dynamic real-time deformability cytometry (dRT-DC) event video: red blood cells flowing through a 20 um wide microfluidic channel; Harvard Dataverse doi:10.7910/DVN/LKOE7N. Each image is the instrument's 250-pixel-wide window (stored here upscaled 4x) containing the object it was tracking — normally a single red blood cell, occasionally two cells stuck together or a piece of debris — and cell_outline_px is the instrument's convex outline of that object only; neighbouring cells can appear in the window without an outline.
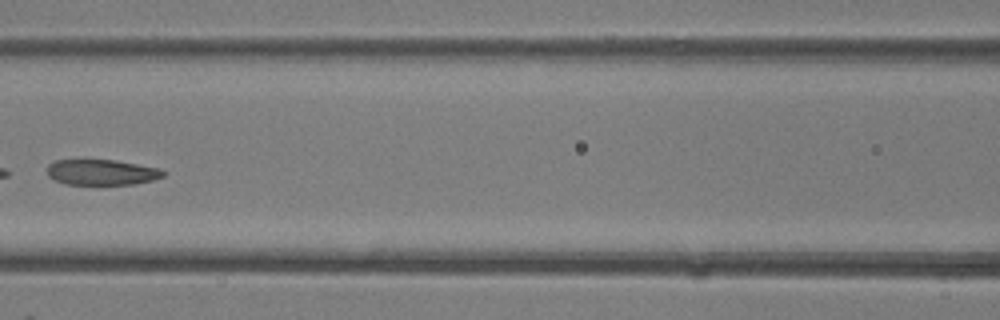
{"species": "common noctule bat (a hibernating species)", "species_latin": "Nyctalus noctula", "temperature_condition": "room temperature", "stored_images_in_passage": 29, "camera_frame_rate_fps": 3000, "um_per_image_px": 0.085, "animal": {"sex": "female"}, "frame": {"image": 1, "passage_image": 9, "time_ms": 2.667, "image_size_px": [1000, 320], "cell_outline_px": [[164, 176], [152, 180], [132, 184], [64, 184], [48, 176], [48, 164], [56, 160], [116, 160], [160, 168], [164, 172]], "centroid_in_image_um": [8.64, 14.64], "position_along_channel_um": 158.0, "area_um2": 17.17}}